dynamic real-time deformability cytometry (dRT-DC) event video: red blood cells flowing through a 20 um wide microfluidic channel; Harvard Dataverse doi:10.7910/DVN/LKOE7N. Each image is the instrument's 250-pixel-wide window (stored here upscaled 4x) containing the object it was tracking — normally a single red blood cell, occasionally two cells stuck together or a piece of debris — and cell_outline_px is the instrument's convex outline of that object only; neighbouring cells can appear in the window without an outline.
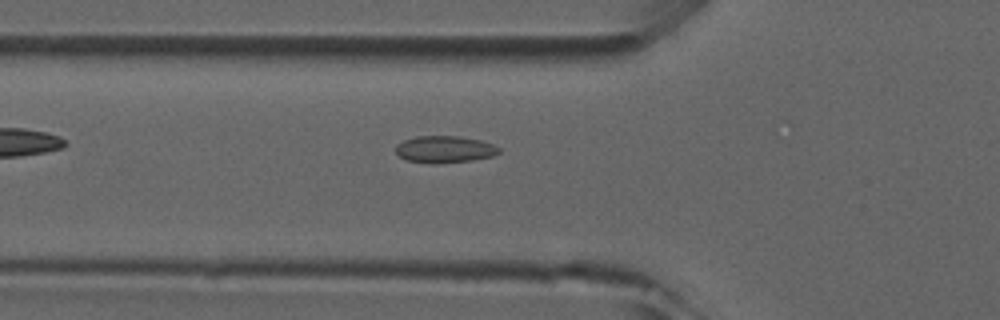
{"species": "common noctule bat (a hibernating species)", "species_latin": "Nyctalus noctula", "temperature_condition": "room temperature", "stored_images_in_passage": 4, "camera_frame_rate_fps": 3000, "um_per_image_px": 0.085, "animal": {"sex": "male", "forearm_length_mm": 52.5}, "frame": {"image": 1, "passage_image": 4, "time_ms": 3.333, "image_size_px": [1000, 320], "cell_outline_px": [[500, 152], [492, 156], [472, 160], [436, 164], [408, 160], [400, 156], [396, 152], [396, 144], [404, 140], [416, 136], [460, 136], [480, 140], [492, 144], [500, 148]], "centroid_in_image_um": [37.8, 12.69], "position_along_channel_um": 88.0, "area_um2": 16.13}}